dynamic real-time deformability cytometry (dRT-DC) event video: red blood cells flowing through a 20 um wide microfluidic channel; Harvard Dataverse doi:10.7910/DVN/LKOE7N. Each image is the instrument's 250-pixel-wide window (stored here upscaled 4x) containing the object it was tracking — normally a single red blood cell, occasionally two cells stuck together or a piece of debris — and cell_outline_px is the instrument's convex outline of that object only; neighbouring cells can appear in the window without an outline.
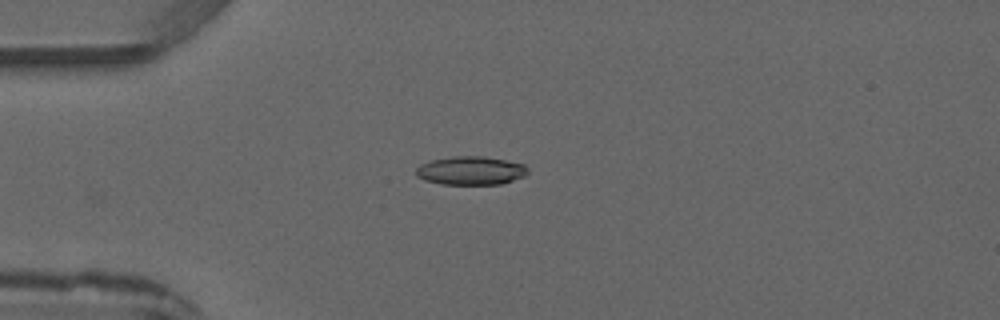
{"species": "common noctule bat (a hibernating species)", "species_latin": "Nyctalus noctula", "temperature_condition": "warm", "stored_images_in_passage": 2, "camera_frame_rate_fps": 3000, "um_per_image_px": 0.085, "animal": {"sex": "male", "forearm_length_mm": 52.5}, "frame": {"image": 1, "passage_image": 1, "time_ms": 0.0, "image_size_px": [1000, 320], "cell_outline_px": [[528, 172], [524, 176], [500, 184], [440, 184], [424, 180], [416, 176], [416, 168], [420, 164], [432, 160], [452, 156], [484, 156], [524, 164], [528, 168]], "centroid_in_image_um": [39.99, 14.5], "position_along_channel_um": 45.0, "area_um2": 18.55}}